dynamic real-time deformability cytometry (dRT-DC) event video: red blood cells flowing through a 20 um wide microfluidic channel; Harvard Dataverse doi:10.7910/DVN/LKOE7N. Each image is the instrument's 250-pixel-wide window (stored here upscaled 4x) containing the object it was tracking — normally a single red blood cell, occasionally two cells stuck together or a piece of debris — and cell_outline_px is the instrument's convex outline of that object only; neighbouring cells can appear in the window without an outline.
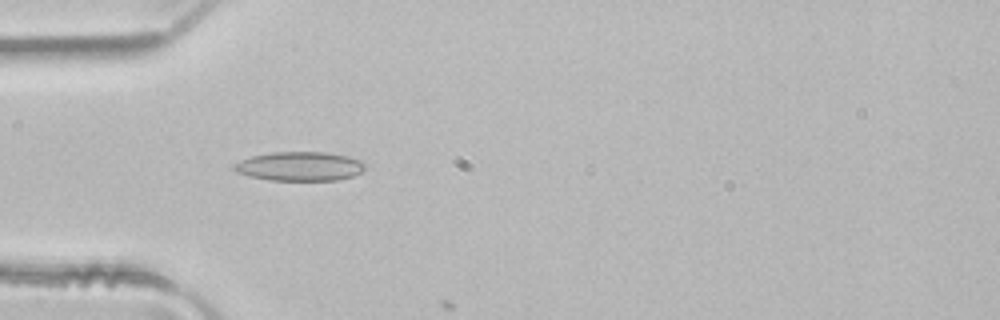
{"species": "common noctule bat (a hibernating species)", "species_latin": "Nyctalus noctula", "temperature_condition": "room temperature", "stored_images_in_passage": 6, "camera_frame_rate_fps": 3000, "um_per_image_px": 0.085, "animal": {"sex": "male", "body_mass_g": 21.5, "forearm_length_mm": 52.0}, "frame": {"image": 1, "passage_image": 4, "time_ms": 1.0, "image_size_px": [1000, 320], "cell_outline_px": [[368, 164], [360, 172], [352, 176], [340, 180], [268, 180], [248, 176], [236, 172], [232, 168], [232, 164], [240, 160], [252, 156], [272, 152], [324, 152], [348, 156], [364, 160]], "centroid_in_image_um": [25.48, 14.13], "position_along_channel_um": 59.5, "area_um2": 22.48}}
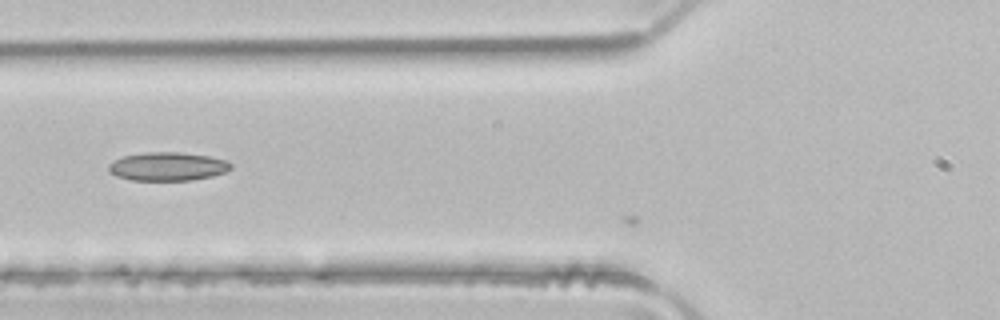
{"frame": {"image": 2, "passage_image": 5, "time_ms": 1.333, "image_size_px": [1000, 320], "cell_outline_px": [[232, 168], [224, 172], [212, 176], [192, 180], [132, 180], [116, 176], [108, 172], [108, 164], [112, 160], [120, 156], [144, 152], [180, 152], [208, 156], [228, 160], [232, 164]], "centroid_in_image_um": [14.21, 14.14], "position_along_channel_um": 111.6, "area_um2": 20.58}}